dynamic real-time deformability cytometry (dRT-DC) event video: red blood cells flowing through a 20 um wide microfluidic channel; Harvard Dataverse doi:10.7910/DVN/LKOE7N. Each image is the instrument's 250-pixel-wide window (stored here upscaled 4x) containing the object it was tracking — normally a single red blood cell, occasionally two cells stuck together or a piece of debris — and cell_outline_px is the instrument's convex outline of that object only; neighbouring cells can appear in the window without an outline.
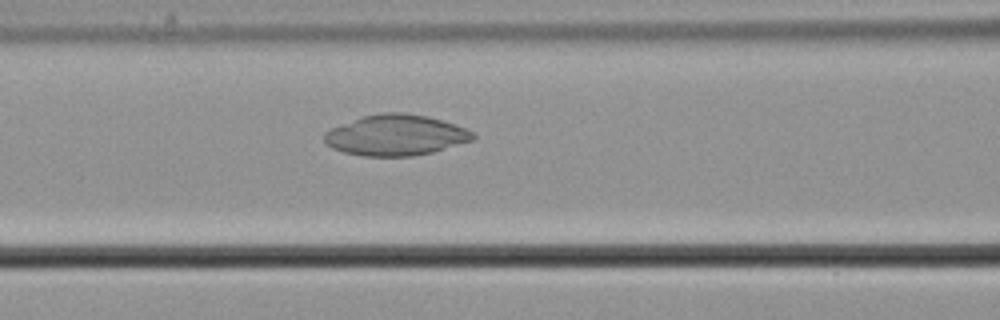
{"species": "common noctule bat (a hibernating species)", "species_latin": "Nyctalus noctula", "temperature_condition": "cold", "stored_images_in_passage": 38, "camera_frame_rate_fps": 3000, "um_per_image_px": 0.085, "animal": {"sex": "male", "body_mass_g": 21.5, "forearm_length_mm": 52.0}, "frame": {"image": 1, "passage_image": 6, "time_ms": 1.667, "image_size_px": [1000, 320], "cell_outline_px": [[476, 140], [432, 152], [412, 156], [364, 156], [344, 152], [332, 148], [324, 140], [324, 132], [332, 128], [364, 116], [384, 112], [404, 112], [428, 116], [464, 128], [472, 132], [476, 136]], "centroid_in_image_um": [33.66, 11.49], "position_along_channel_um": 132.9, "area_um2": 35.08}}
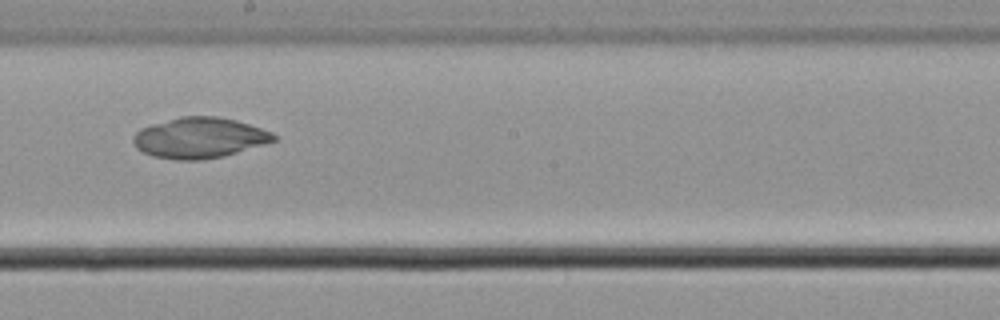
{"frame": {"image": 2, "passage_image": 14, "time_ms": 4.333, "image_size_px": [1000, 320], "cell_outline_px": [[280, 136], [276, 140], [264, 144], [224, 156], [200, 160], [176, 160], [152, 156], [136, 148], [132, 140], [132, 136], [140, 128], [152, 124], [180, 116], [220, 116], [236, 120], [272, 132]], "centroid_in_image_um": [16.94, 11.71], "position_along_channel_um": 231.3, "area_um2": 33.41}}
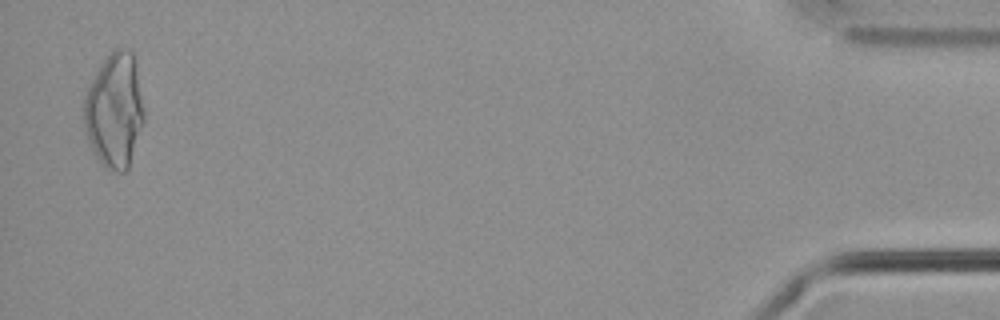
{"frame": {"image": 3, "passage_image": 37, "time_ms": 12.0, "image_size_px": [1000, 320], "cell_outline_px": [[144, 120], [128, 168], [124, 172], [116, 172], [104, 168], [96, 156], [88, 140], [84, 128], [84, 100], [88, 88], [100, 64], [116, 48], [128, 48], [132, 52], [144, 108]], "centroid_in_image_um": [9.72, 9.42], "position_along_channel_um": 425.5, "area_um2": 39.71}}